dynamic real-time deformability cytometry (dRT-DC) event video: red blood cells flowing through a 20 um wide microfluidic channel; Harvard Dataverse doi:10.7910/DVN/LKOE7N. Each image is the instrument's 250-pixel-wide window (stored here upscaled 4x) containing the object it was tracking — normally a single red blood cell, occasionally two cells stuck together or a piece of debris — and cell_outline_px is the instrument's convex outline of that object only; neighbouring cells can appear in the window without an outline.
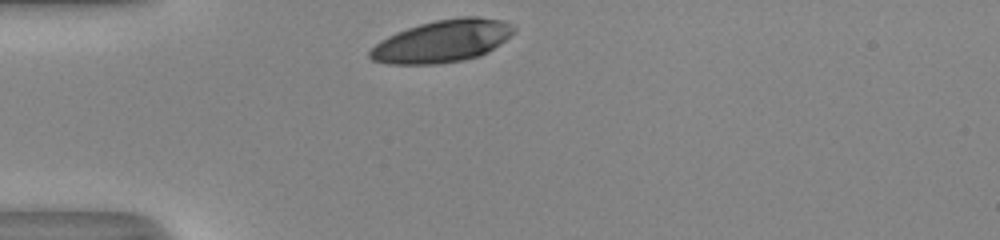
{"species": "human", "species_latin": "Homo sapiens", "temperature_condition": "room temperature", "stored_images_in_passage": 28, "camera_frame_rate_fps": 3000, "um_per_image_px": 0.085, "donor": {"sex": "male"}, "frame": {"image": 1, "passage_image": 1, "time_ms": 0.0, "image_size_px": [1000, 240], "cell_outline_px": [[516, 28], [500, 44], [488, 52], [480, 56], [464, 60], [436, 64], [388, 64], [372, 60], [368, 56], [368, 52], [380, 40], [396, 32], [420, 24], [436, 20], [464, 16], [476, 16], [500, 20]], "centroid_in_image_um": [37.56, 3.51], "position_along_channel_um": 47.4, "area_um2": 35.26}}
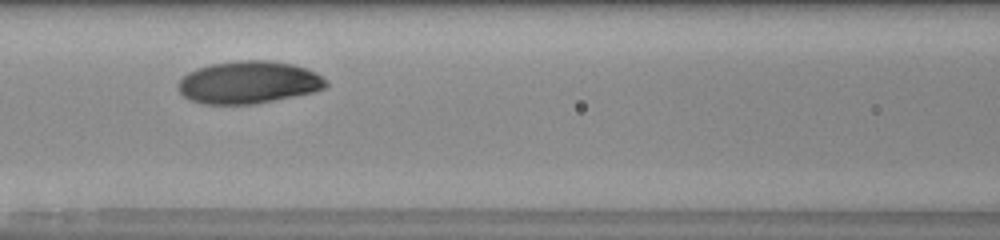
{"frame": {"image": 2, "passage_image": 10, "time_ms": 3.0, "image_size_px": [1000, 240], "cell_outline_px": [[328, 84], [324, 88], [312, 92], [256, 104], [204, 104], [192, 100], [184, 96], [176, 88], [180, 80], [188, 72], [196, 68], [212, 64], [236, 60], [272, 60], [292, 64], [316, 72], [328, 80]], "centroid_in_image_um": [21.13, 6.99], "position_along_channel_um": 145.5, "area_um2": 36.65}}
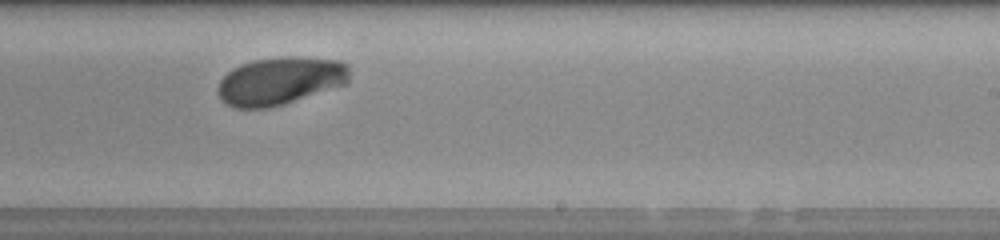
{"frame": {"image": 3, "passage_image": 19, "time_ms": 6.0, "image_size_px": [1000, 240], "cell_outline_px": [[348, 84], [284, 104], [268, 108], [232, 108], [220, 100], [216, 92], [216, 88], [220, 80], [232, 68], [240, 64], [256, 60], [280, 56], [292, 56], [340, 60], [348, 64]], "centroid_in_image_um": [23.79, 6.88], "position_along_channel_um": 265.2, "area_um2": 37.17}, "authors_computed_cell_mechanics": {"area_um2": 36.4429, "velocity_mm_per_s": 4.0045, "shape_relaxation_time_tau1_ms": 2.3068, "shape_relaxation_time_tau2_ms": null, "deformation_change_tau1": 0.1246, "deformation_change_tau2": null}}